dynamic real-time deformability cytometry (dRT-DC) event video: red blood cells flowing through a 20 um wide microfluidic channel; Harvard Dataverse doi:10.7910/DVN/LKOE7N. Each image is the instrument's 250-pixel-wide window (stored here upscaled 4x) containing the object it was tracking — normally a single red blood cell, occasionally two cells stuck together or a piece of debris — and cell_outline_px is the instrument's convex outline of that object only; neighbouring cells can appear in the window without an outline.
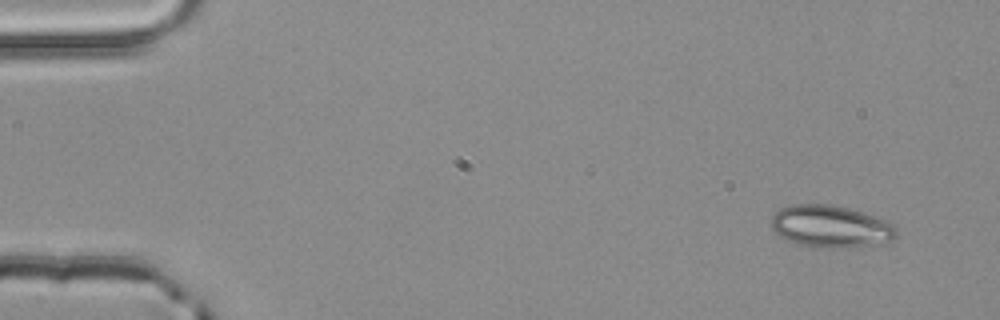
{"species": "common noctule bat (a hibernating species)", "species_latin": "Nyctalus noctula", "temperature_condition": "room temperature", "stored_images_in_passage": 3, "camera_frame_rate_fps": 3000, "um_per_image_px": 0.085, "animal": {"sex": "male", "body_mass_g": 20.4}, "frame": {"image": 1, "passage_image": 1, "time_ms": 0.0, "image_size_px": [1000, 320], "cell_outline_px": [[896, 236], [892, 240], [872, 244], [840, 248], [828, 248], [800, 244], [788, 240], [780, 236], [768, 224], [772, 216], [780, 208], [792, 204], [828, 204], [848, 208], [888, 220], [896, 228]], "centroid_in_image_um": [70.58, 19.23], "position_along_channel_um": 14.4, "area_um2": 30.58}}